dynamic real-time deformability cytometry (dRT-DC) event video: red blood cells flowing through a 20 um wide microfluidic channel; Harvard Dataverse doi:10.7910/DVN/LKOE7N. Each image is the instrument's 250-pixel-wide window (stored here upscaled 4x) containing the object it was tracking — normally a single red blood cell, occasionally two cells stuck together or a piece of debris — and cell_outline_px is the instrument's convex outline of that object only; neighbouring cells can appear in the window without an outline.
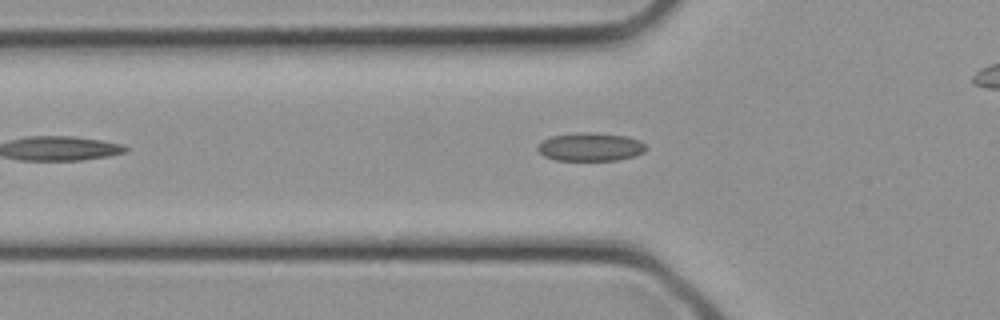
{"species": "common noctule bat (a hibernating species)", "species_latin": "Nyctalus noctula", "temperature_condition": "cold", "stored_images_in_passage": 5, "camera_frame_rate_fps": 3000, "um_per_image_px": 0.085, "animal": {"sex": "female", "body_mass_g": 21.9}, "frame": {"image": 1, "passage_image": 5, "time_ms": 1.333, "image_size_px": [1000, 320], "cell_outline_px": [[648, 148], [644, 152], [636, 156], [616, 160], [556, 160], [544, 156], [536, 148], [536, 144], [552, 136], [580, 132], [588, 132], [628, 136], [640, 140]], "centroid_in_image_um": [50.2, 12.48], "position_along_channel_um": 75.6, "area_um2": 17.98}}